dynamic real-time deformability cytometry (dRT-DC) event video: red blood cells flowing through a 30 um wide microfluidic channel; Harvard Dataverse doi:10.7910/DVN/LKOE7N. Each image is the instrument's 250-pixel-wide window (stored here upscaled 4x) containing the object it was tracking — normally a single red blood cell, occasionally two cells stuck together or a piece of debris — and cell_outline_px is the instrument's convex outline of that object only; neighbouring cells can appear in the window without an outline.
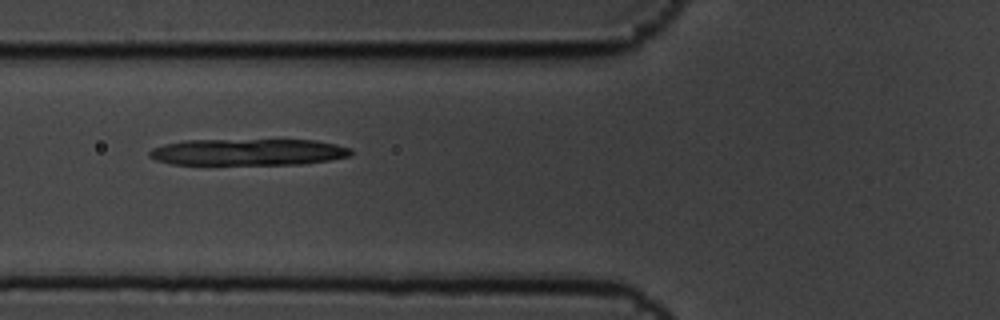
{"species": "common noctule bat (a hibernating species)", "species_latin": "Nyctalus noctula", "temperature_condition": "cold", "stored_images_in_passage": 9, "camera_frame_rate_fps": 3000, "um_per_image_px": 0.085, "animal": {"sex": "male", "body_mass_g": 19.5, "forearm_length_mm": 54.6}, "frame": {"image": 1, "passage_image": 3, "time_ms": 0.667, "image_size_px": [1000, 320], "cell_outline_px": [[352, 156], [304, 164], [172, 164], [156, 160], [148, 156], [148, 152], [152, 148], [164, 144], [184, 140], [316, 140], [336, 144], [352, 148]], "centroid_in_image_um": [21.11, 12.92], "position_along_channel_um": 104.7, "area_um2": 31.33}}
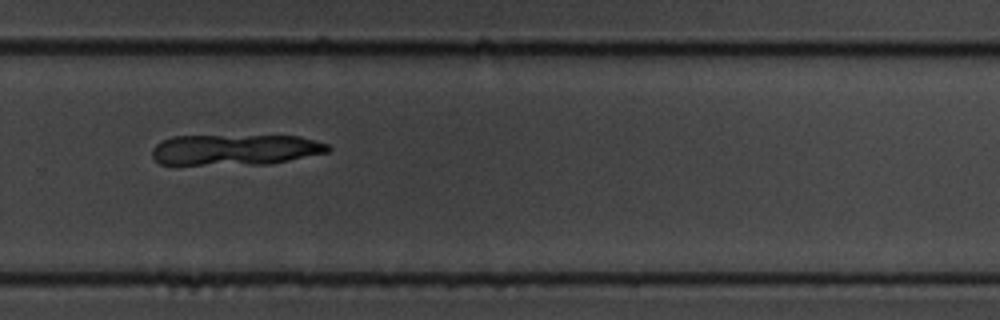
{"frame": {"image": 2, "passage_image": 8, "time_ms": 2.333, "image_size_px": [1000, 320], "cell_outline_px": [[332, 148], [328, 152], [268, 164], [160, 164], [152, 156], [152, 148], [156, 144], [172, 136], [300, 136], [328, 144]], "centroid_in_image_um": [20.0, 12.72], "position_along_channel_um": 309.8, "area_um2": 31.33}}